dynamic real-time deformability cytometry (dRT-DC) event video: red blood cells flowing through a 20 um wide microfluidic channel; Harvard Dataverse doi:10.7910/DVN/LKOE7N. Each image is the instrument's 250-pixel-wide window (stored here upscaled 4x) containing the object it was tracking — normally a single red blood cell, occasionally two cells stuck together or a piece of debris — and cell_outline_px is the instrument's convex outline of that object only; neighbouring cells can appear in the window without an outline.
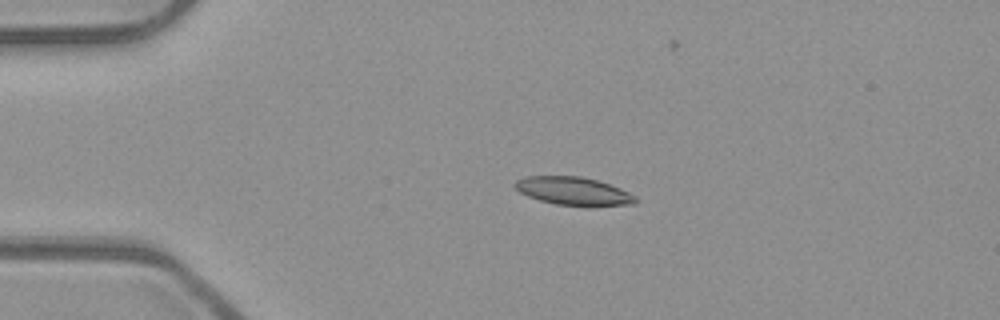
{"species": "common noctule bat (a hibernating species)", "species_latin": "Nyctalus noctula", "temperature_condition": "room temperature", "stored_images_in_passage": 5, "camera_frame_rate_fps": 3000, "um_per_image_px": 0.085, "animal": {"sex": "male", "body_mass_g": 23.1, "forearm_length_mm": 52.7}, "frame": {"image": 1, "passage_image": 3, "time_ms": 0.667, "image_size_px": [1000, 320], "cell_outline_px": [[636, 204], [592, 208], [588, 208], [556, 204], [540, 200], [528, 196], [520, 192], [512, 184], [516, 180], [524, 176], [580, 176], [596, 180], [620, 188], [636, 196]], "centroid_in_image_um": [48.78, 16.28], "position_along_channel_um": 36.2, "area_um2": 20.29}}